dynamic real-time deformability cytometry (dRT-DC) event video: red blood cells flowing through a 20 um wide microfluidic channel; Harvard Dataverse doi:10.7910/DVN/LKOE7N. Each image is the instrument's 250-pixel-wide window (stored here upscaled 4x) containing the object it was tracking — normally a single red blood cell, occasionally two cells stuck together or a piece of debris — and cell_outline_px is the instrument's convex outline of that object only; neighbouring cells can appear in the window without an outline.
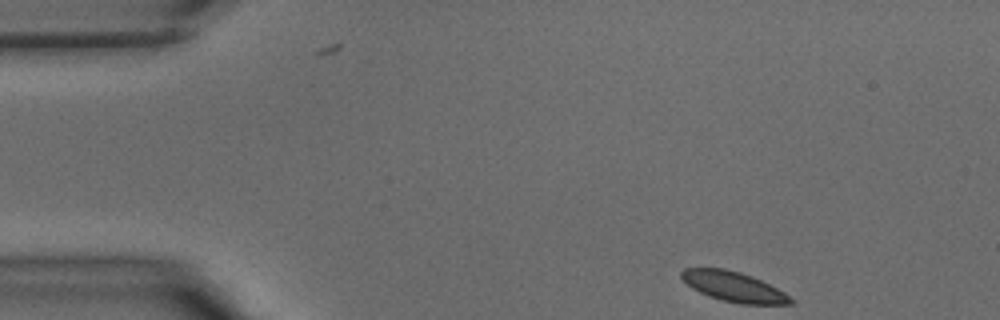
{"species": "common noctule bat (a hibernating species)", "species_latin": "Nyctalus noctula", "temperature_condition": "warm", "stored_images_in_passage": 38, "segment_of_instrument_passage": [1, 2], "camera_frame_rate_fps": 3000, "um_per_image_px": 0.085, "animal": {"sex": "male", "body_mass_g": 15.6}, "frame": {"image": 1, "passage_image": 1, "time_ms": 0.0, "image_size_px": [1000, 320], "cell_outline_px": [[796, 300], [792, 304], [740, 304], [708, 296], [692, 288], [680, 276], [680, 272], [684, 268], [724, 268], [740, 272], [752, 276], [784, 292]], "centroid_in_image_um": [62.37, 24.36], "position_along_channel_um": 22.6, "area_um2": 18.96}}
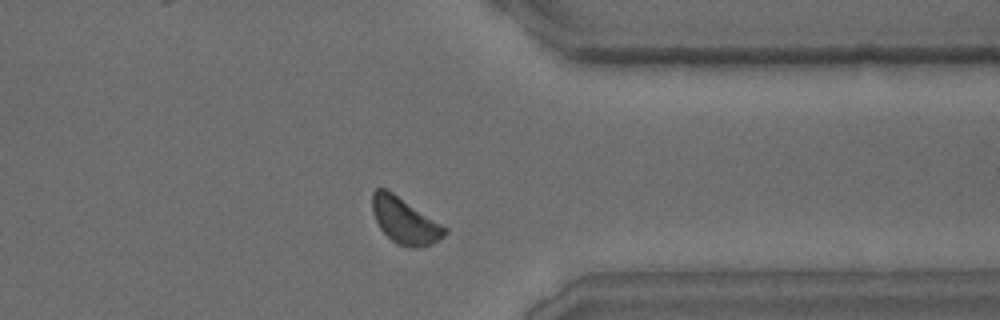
{"frame": {"image": 2, "passage_image": 28, "time_ms": 9.0, "image_size_px": [1000, 320], "cell_outline_px": [[448, 232], [444, 236], [432, 244], [420, 248], [408, 248], [396, 244], [380, 228], [372, 212], [372, 192], [376, 188], [384, 188], [392, 192], [448, 228]], "centroid_in_image_um": [34.41, 18.78], "position_along_channel_um": 377.0, "area_um2": 19.42}}
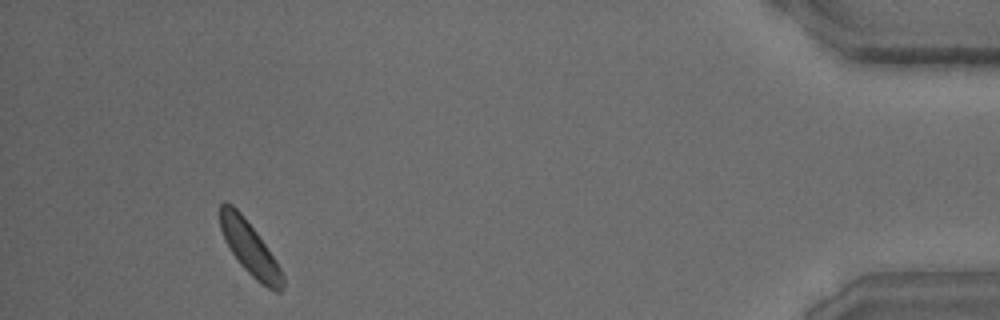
{"frame": {"image": 3, "passage_image": 34, "time_ms": 11.0, "image_size_px": [1000, 320], "cell_outline_px": [[284, 288], [280, 292], [276, 292], [268, 288], [256, 280], [240, 264], [224, 240], [220, 228], [220, 204], [224, 200], [232, 204], [240, 212], [256, 232], [280, 268], [284, 276]], "centroid_in_image_um": [21.21, 21.1], "position_along_channel_um": 414.0, "area_um2": 19.13}}